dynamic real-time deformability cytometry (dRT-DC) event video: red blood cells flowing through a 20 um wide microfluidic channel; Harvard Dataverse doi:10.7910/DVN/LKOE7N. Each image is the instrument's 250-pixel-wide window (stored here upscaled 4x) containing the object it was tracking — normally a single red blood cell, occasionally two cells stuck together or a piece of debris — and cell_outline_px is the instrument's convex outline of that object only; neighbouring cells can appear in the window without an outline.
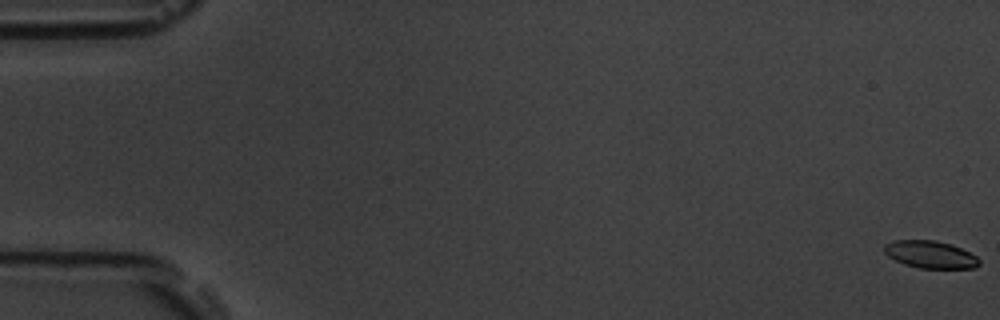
{"species": "common noctule bat (a hibernating species)", "species_latin": "Nyctalus noctula", "temperature_condition": "room temperature", "stored_images_in_passage": 57, "camera_frame_rate_fps": 3000, "um_per_image_px": 0.085, "animal": {"sex": "male", "body_mass_g": 19.5, "forearm_length_mm": 54.6}, "frame": {"image": 1, "passage_image": 1, "time_ms": 0.0, "image_size_px": [1000, 320], "cell_outline_px": [[980, 264], [976, 268], [920, 268], [904, 264], [888, 256], [884, 252], [884, 244], [896, 240], [936, 240], [952, 244], [976, 256], [980, 260]], "centroid_in_image_um": [79.09, 21.63], "position_along_channel_um": 5.9, "area_um2": 15.14}}
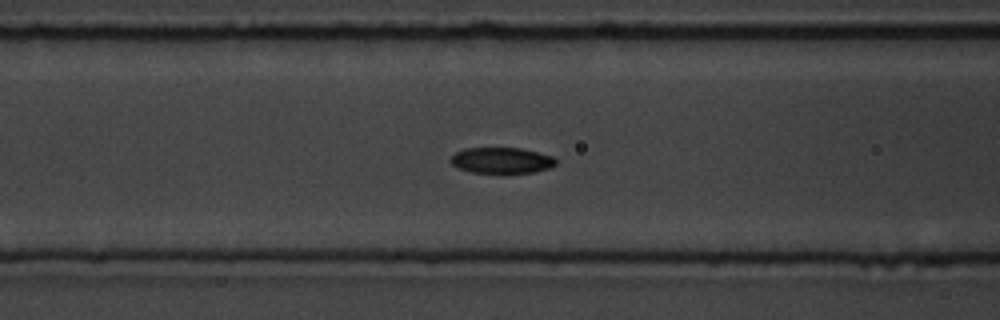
{"frame": {"image": 2, "passage_image": 24, "time_ms": 7.667, "image_size_px": [1000, 320], "cell_outline_px": [[556, 164], [548, 168], [532, 172], [504, 176], [472, 172], [460, 168], [452, 164], [448, 160], [456, 152], [464, 148], [520, 148], [552, 156], [556, 160]], "centroid_in_image_um": [42.61, 13.68], "position_along_channel_um": 124.0, "area_um2": 16.42}}
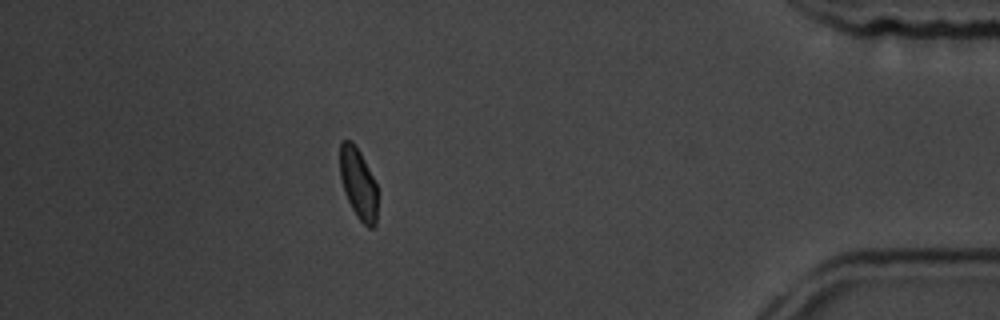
{"frame": {"image": 3, "passage_image": 51, "time_ms": 16.667, "image_size_px": [1000, 320], "cell_outline_px": [[376, 224], [372, 228], [368, 228], [356, 216], [344, 192], [340, 176], [340, 140], [352, 140], [360, 152], [376, 184]], "centroid_in_image_um": [30.43, 15.59], "position_along_channel_um": 404.8, "area_um2": 15.37}, "authors_computed_cell_mechanics": {"area_um2": 16.2418, "velocity_mm_per_s": 3.6463, "shape_relaxation_time_tau1_ms": null, "shape_relaxation_time_tau2_ms": 5.3874, "deformation_change_tau1": null, "deformation_change_tau2": 0.0869}}